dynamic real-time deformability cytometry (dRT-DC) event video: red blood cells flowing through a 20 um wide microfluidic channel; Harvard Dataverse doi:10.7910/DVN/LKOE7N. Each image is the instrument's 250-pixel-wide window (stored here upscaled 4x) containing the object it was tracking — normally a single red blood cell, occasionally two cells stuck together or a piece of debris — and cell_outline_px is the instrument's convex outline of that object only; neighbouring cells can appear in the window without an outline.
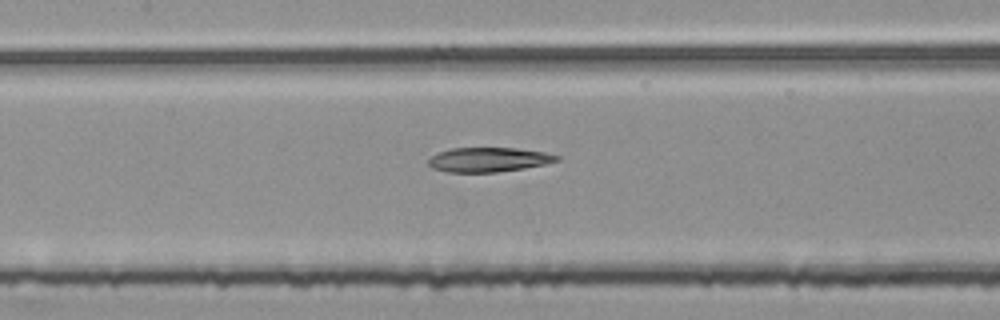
{"species": "common noctule bat (a hibernating species)", "species_latin": "Nyctalus noctula", "temperature_condition": "room temperature", "stored_images_in_passage": 51, "segment_of_instrument_passage": [2, 2], "camera_frame_rate_fps": 3000, "um_per_image_px": 0.085, "animal": {"sex": "female", "body_mass_g": 25.1}, "frame": {"image": 1, "passage_image": 22, "time_ms": 7.0, "image_size_px": [1000, 320], "cell_outline_px": [[560, 160], [544, 164], [524, 168], [496, 172], [444, 172], [432, 168], [428, 164], [428, 160], [436, 152], [452, 148], [516, 148], [544, 152], [560, 156]], "centroid_in_image_um": [41.5, 13.57], "position_along_channel_um": 165.9, "area_um2": 18.32}}
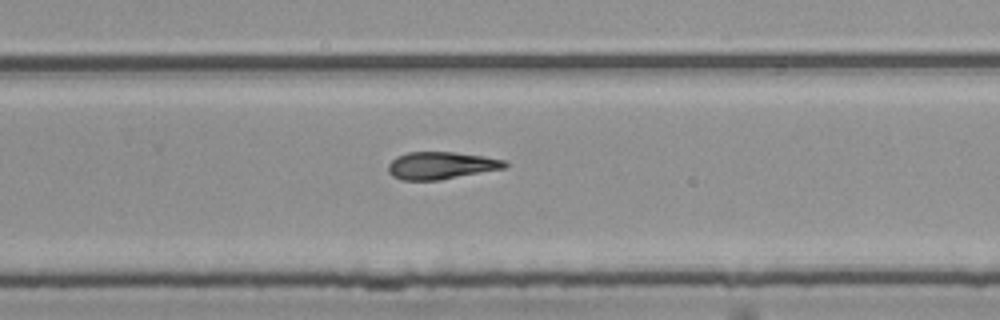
{"frame": {"image": 2, "passage_image": 32, "time_ms": 10.333, "image_size_px": [1000, 320], "cell_outline_px": [[508, 164], [504, 168], [440, 180], [400, 180], [392, 176], [388, 172], [388, 164], [396, 156], [408, 152], [452, 152], [484, 156], [504, 160]], "centroid_in_image_um": [37.45, 14.07], "position_along_channel_um": 292.4, "area_um2": 18.55}}
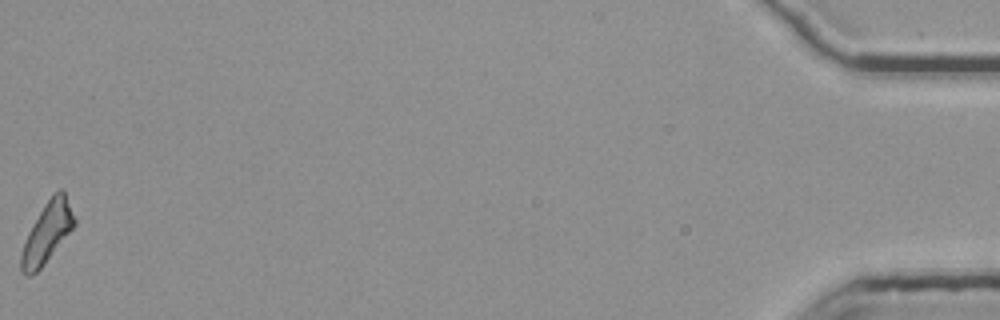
{"frame": {"image": 3, "passage_image": 51, "time_ms": 16.667, "image_size_px": [1000, 320], "cell_outline_px": [[76, 224], [44, 264], [36, 272], [28, 276], [24, 276], [20, 272], [20, 256], [28, 232], [32, 224], [44, 204], [52, 192], [60, 188], [64, 192], [76, 220]], "centroid_in_image_um": [3.98, 19.77], "position_along_channel_um": 431.2, "area_um2": 18.61}}